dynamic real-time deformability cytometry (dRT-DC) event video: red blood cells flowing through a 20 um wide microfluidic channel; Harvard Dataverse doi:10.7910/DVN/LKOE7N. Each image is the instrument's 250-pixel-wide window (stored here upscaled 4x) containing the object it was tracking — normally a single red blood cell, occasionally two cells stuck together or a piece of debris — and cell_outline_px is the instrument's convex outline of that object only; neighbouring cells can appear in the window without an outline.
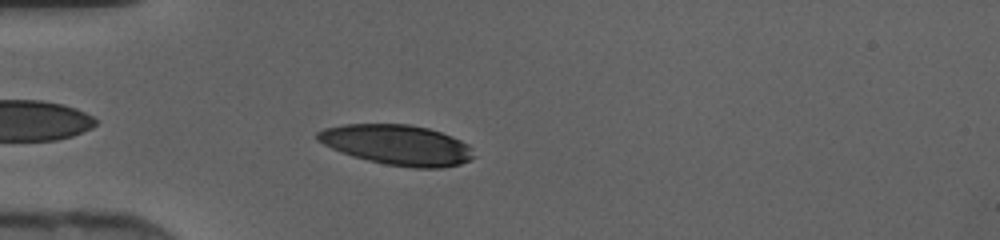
{"species": "human", "species_latin": "Homo sapiens", "temperature_condition": "cold", "stored_images_in_passage": 33, "camera_frame_rate_fps": 3000, "um_per_image_px": 0.085, "donor": {"sex": "female"}, "frame": {"image": 1, "passage_image": 3, "time_ms": 0.667, "image_size_px": [1000, 240], "cell_outline_px": [[476, 156], [472, 160], [460, 164], [440, 168], [412, 168], [384, 164], [352, 156], [332, 148], [316, 140], [316, 132], [324, 128], [344, 124], [408, 124], [428, 128], [452, 136], [468, 144]], "centroid_in_image_um": [33.77, 12.32], "position_along_channel_um": 51.2, "area_um2": 36.76}}
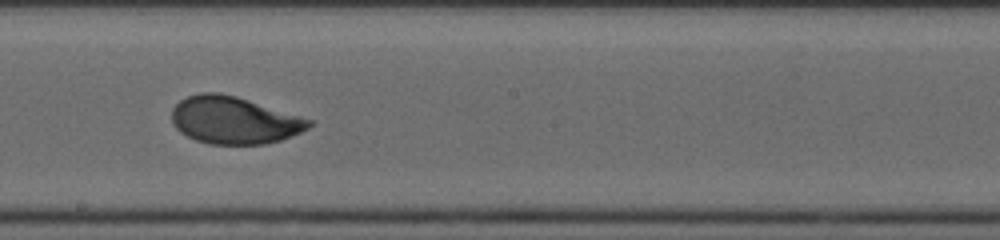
{"frame": {"image": 2, "passage_image": 16, "time_ms": 5.0, "image_size_px": [1000, 240], "cell_outline_px": [[312, 124], [308, 128], [300, 132], [280, 140], [264, 144], [208, 144], [196, 140], [180, 132], [172, 124], [172, 108], [180, 100], [188, 96], [200, 92], [216, 92], [236, 96], [300, 116], [312, 120]], "centroid_in_image_um": [19.86, 10.21], "position_along_channel_um": 228.3, "area_um2": 37.63}}
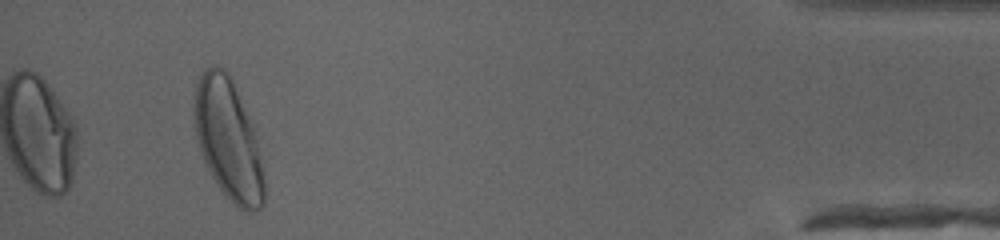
{"frame": {"image": 3, "passage_image": 33, "time_ms": 10.667, "image_size_px": [1000, 240], "cell_outline_px": [[264, 204], [260, 208], [252, 212], [244, 212], [224, 196], [204, 164], [200, 152], [196, 136], [192, 112], [192, 108], [196, 84], [200, 76], [212, 64], [224, 68], [252, 124], [264, 160]], "centroid_in_image_um": [19.4, 11.94], "position_along_channel_um": 415.8, "area_um2": 49.53}}